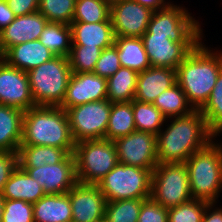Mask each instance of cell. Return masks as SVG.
<instances>
[{"instance_id":"74e56055","label":"cell","mask_w":222,"mask_h":222,"mask_svg":"<svg viewBox=\"0 0 222 222\" xmlns=\"http://www.w3.org/2000/svg\"><path fill=\"white\" fill-rule=\"evenodd\" d=\"M2 222H34L33 204L5 199Z\"/></svg>"},{"instance_id":"e0dca14e","label":"cell","mask_w":222,"mask_h":222,"mask_svg":"<svg viewBox=\"0 0 222 222\" xmlns=\"http://www.w3.org/2000/svg\"><path fill=\"white\" fill-rule=\"evenodd\" d=\"M151 66L177 69L198 43H174L168 36L142 35Z\"/></svg>"},{"instance_id":"2e32d148","label":"cell","mask_w":222,"mask_h":222,"mask_svg":"<svg viewBox=\"0 0 222 222\" xmlns=\"http://www.w3.org/2000/svg\"><path fill=\"white\" fill-rule=\"evenodd\" d=\"M106 85L107 79L94 73H72L59 107L66 111L84 103L107 99Z\"/></svg>"},{"instance_id":"ba28073f","label":"cell","mask_w":222,"mask_h":222,"mask_svg":"<svg viewBox=\"0 0 222 222\" xmlns=\"http://www.w3.org/2000/svg\"><path fill=\"white\" fill-rule=\"evenodd\" d=\"M151 197L166 209L192 200L185 163H159L152 171Z\"/></svg>"},{"instance_id":"d6986e66","label":"cell","mask_w":222,"mask_h":222,"mask_svg":"<svg viewBox=\"0 0 222 222\" xmlns=\"http://www.w3.org/2000/svg\"><path fill=\"white\" fill-rule=\"evenodd\" d=\"M176 83L175 69L151 66L138 73L134 99L153 103L163 91L168 90Z\"/></svg>"},{"instance_id":"d590c367","label":"cell","mask_w":222,"mask_h":222,"mask_svg":"<svg viewBox=\"0 0 222 222\" xmlns=\"http://www.w3.org/2000/svg\"><path fill=\"white\" fill-rule=\"evenodd\" d=\"M101 52L100 47L71 45L68 59L72 73H92Z\"/></svg>"},{"instance_id":"603a6c76","label":"cell","mask_w":222,"mask_h":222,"mask_svg":"<svg viewBox=\"0 0 222 222\" xmlns=\"http://www.w3.org/2000/svg\"><path fill=\"white\" fill-rule=\"evenodd\" d=\"M1 194L4 199L24 200L32 204L45 195L38 181L34 180L19 165L5 183Z\"/></svg>"},{"instance_id":"7dc6e473","label":"cell","mask_w":222,"mask_h":222,"mask_svg":"<svg viewBox=\"0 0 222 222\" xmlns=\"http://www.w3.org/2000/svg\"><path fill=\"white\" fill-rule=\"evenodd\" d=\"M104 2L108 3L109 5H112L114 4L115 2H119V1H122V0H103Z\"/></svg>"},{"instance_id":"836d02e7","label":"cell","mask_w":222,"mask_h":222,"mask_svg":"<svg viewBox=\"0 0 222 222\" xmlns=\"http://www.w3.org/2000/svg\"><path fill=\"white\" fill-rule=\"evenodd\" d=\"M144 199H126L107 202L104 222H138Z\"/></svg>"},{"instance_id":"e575fe53","label":"cell","mask_w":222,"mask_h":222,"mask_svg":"<svg viewBox=\"0 0 222 222\" xmlns=\"http://www.w3.org/2000/svg\"><path fill=\"white\" fill-rule=\"evenodd\" d=\"M76 0H39L38 12L48 22L70 25L73 21Z\"/></svg>"},{"instance_id":"7a4b0ae2","label":"cell","mask_w":222,"mask_h":222,"mask_svg":"<svg viewBox=\"0 0 222 222\" xmlns=\"http://www.w3.org/2000/svg\"><path fill=\"white\" fill-rule=\"evenodd\" d=\"M211 51L199 42L176 69L177 84L194 110L207 102L222 71V52Z\"/></svg>"},{"instance_id":"5bb4252c","label":"cell","mask_w":222,"mask_h":222,"mask_svg":"<svg viewBox=\"0 0 222 222\" xmlns=\"http://www.w3.org/2000/svg\"><path fill=\"white\" fill-rule=\"evenodd\" d=\"M0 104L28 111L36 106L30 90L28 74L8 65L0 58Z\"/></svg>"},{"instance_id":"b9f144b4","label":"cell","mask_w":222,"mask_h":222,"mask_svg":"<svg viewBox=\"0 0 222 222\" xmlns=\"http://www.w3.org/2000/svg\"><path fill=\"white\" fill-rule=\"evenodd\" d=\"M15 16H23L37 12L39 0H6Z\"/></svg>"},{"instance_id":"3957f363","label":"cell","mask_w":222,"mask_h":222,"mask_svg":"<svg viewBox=\"0 0 222 222\" xmlns=\"http://www.w3.org/2000/svg\"><path fill=\"white\" fill-rule=\"evenodd\" d=\"M20 146H51L74 154L67 113L59 106L36 105L24 112Z\"/></svg>"},{"instance_id":"f35d334b","label":"cell","mask_w":222,"mask_h":222,"mask_svg":"<svg viewBox=\"0 0 222 222\" xmlns=\"http://www.w3.org/2000/svg\"><path fill=\"white\" fill-rule=\"evenodd\" d=\"M121 68L115 45L103 49L92 73L108 79Z\"/></svg>"},{"instance_id":"60d3db41","label":"cell","mask_w":222,"mask_h":222,"mask_svg":"<svg viewBox=\"0 0 222 222\" xmlns=\"http://www.w3.org/2000/svg\"><path fill=\"white\" fill-rule=\"evenodd\" d=\"M18 165V152L0 151V193Z\"/></svg>"},{"instance_id":"7402d4cb","label":"cell","mask_w":222,"mask_h":222,"mask_svg":"<svg viewBox=\"0 0 222 222\" xmlns=\"http://www.w3.org/2000/svg\"><path fill=\"white\" fill-rule=\"evenodd\" d=\"M34 222H72L68 193L45 194L33 204Z\"/></svg>"},{"instance_id":"30bf717a","label":"cell","mask_w":222,"mask_h":222,"mask_svg":"<svg viewBox=\"0 0 222 222\" xmlns=\"http://www.w3.org/2000/svg\"><path fill=\"white\" fill-rule=\"evenodd\" d=\"M111 108L108 99L68 108L66 113L74 142L105 139Z\"/></svg>"},{"instance_id":"f546056e","label":"cell","mask_w":222,"mask_h":222,"mask_svg":"<svg viewBox=\"0 0 222 222\" xmlns=\"http://www.w3.org/2000/svg\"><path fill=\"white\" fill-rule=\"evenodd\" d=\"M39 40L56 56L68 57L72 45L71 27L64 23L48 22Z\"/></svg>"},{"instance_id":"484cf974","label":"cell","mask_w":222,"mask_h":222,"mask_svg":"<svg viewBox=\"0 0 222 222\" xmlns=\"http://www.w3.org/2000/svg\"><path fill=\"white\" fill-rule=\"evenodd\" d=\"M138 73L121 67L107 79V99L111 103L131 102L134 99Z\"/></svg>"},{"instance_id":"83f0119b","label":"cell","mask_w":222,"mask_h":222,"mask_svg":"<svg viewBox=\"0 0 222 222\" xmlns=\"http://www.w3.org/2000/svg\"><path fill=\"white\" fill-rule=\"evenodd\" d=\"M68 153L62 149L51 146H19L18 164L20 167L38 168L45 164L60 163Z\"/></svg>"},{"instance_id":"52a82bcc","label":"cell","mask_w":222,"mask_h":222,"mask_svg":"<svg viewBox=\"0 0 222 222\" xmlns=\"http://www.w3.org/2000/svg\"><path fill=\"white\" fill-rule=\"evenodd\" d=\"M153 169L118 163L97 186L107 202L151 197Z\"/></svg>"},{"instance_id":"ac0fdd59","label":"cell","mask_w":222,"mask_h":222,"mask_svg":"<svg viewBox=\"0 0 222 222\" xmlns=\"http://www.w3.org/2000/svg\"><path fill=\"white\" fill-rule=\"evenodd\" d=\"M47 23L48 20L38 11L16 16L14 21L0 32V56L12 46L39 40Z\"/></svg>"},{"instance_id":"cb8c5ba5","label":"cell","mask_w":222,"mask_h":222,"mask_svg":"<svg viewBox=\"0 0 222 222\" xmlns=\"http://www.w3.org/2000/svg\"><path fill=\"white\" fill-rule=\"evenodd\" d=\"M24 111L0 104V151L18 152Z\"/></svg>"},{"instance_id":"4316f807","label":"cell","mask_w":222,"mask_h":222,"mask_svg":"<svg viewBox=\"0 0 222 222\" xmlns=\"http://www.w3.org/2000/svg\"><path fill=\"white\" fill-rule=\"evenodd\" d=\"M135 130L132 101L112 103L105 139L115 141Z\"/></svg>"},{"instance_id":"bcb514c9","label":"cell","mask_w":222,"mask_h":222,"mask_svg":"<svg viewBox=\"0 0 222 222\" xmlns=\"http://www.w3.org/2000/svg\"><path fill=\"white\" fill-rule=\"evenodd\" d=\"M4 200L5 199L2 197V194L0 193V222H2L3 219Z\"/></svg>"},{"instance_id":"4fadbf2b","label":"cell","mask_w":222,"mask_h":222,"mask_svg":"<svg viewBox=\"0 0 222 222\" xmlns=\"http://www.w3.org/2000/svg\"><path fill=\"white\" fill-rule=\"evenodd\" d=\"M21 168L38 181L45 194H65L77 182L74 154H68L60 163L54 165Z\"/></svg>"},{"instance_id":"d6a6232c","label":"cell","mask_w":222,"mask_h":222,"mask_svg":"<svg viewBox=\"0 0 222 222\" xmlns=\"http://www.w3.org/2000/svg\"><path fill=\"white\" fill-rule=\"evenodd\" d=\"M111 21L110 5L103 0H76L72 22L98 23Z\"/></svg>"},{"instance_id":"d4e9b609","label":"cell","mask_w":222,"mask_h":222,"mask_svg":"<svg viewBox=\"0 0 222 222\" xmlns=\"http://www.w3.org/2000/svg\"><path fill=\"white\" fill-rule=\"evenodd\" d=\"M121 67L130 68L137 73L151 67L141 37H115Z\"/></svg>"},{"instance_id":"ab89813d","label":"cell","mask_w":222,"mask_h":222,"mask_svg":"<svg viewBox=\"0 0 222 222\" xmlns=\"http://www.w3.org/2000/svg\"><path fill=\"white\" fill-rule=\"evenodd\" d=\"M138 222H168V209L161 206L152 197L144 199Z\"/></svg>"},{"instance_id":"f6af8a7d","label":"cell","mask_w":222,"mask_h":222,"mask_svg":"<svg viewBox=\"0 0 222 222\" xmlns=\"http://www.w3.org/2000/svg\"><path fill=\"white\" fill-rule=\"evenodd\" d=\"M137 3L150 8L153 11L158 9L165 8L166 6L170 5V2H165V0H133Z\"/></svg>"},{"instance_id":"9c48e42d","label":"cell","mask_w":222,"mask_h":222,"mask_svg":"<svg viewBox=\"0 0 222 222\" xmlns=\"http://www.w3.org/2000/svg\"><path fill=\"white\" fill-rule=\"evenodd\" d=\"M197 20L177 5L170 4L152 12L143 35L168 36L174 43H199L202 30Z\"/></svg>"},{"instance_id":"8fae6325","label":"cell","mask_w":222,"mask_h":222,"mask_svg":"<svg viewBox=\"0 0 222 222\" xmlns=\"http://www.w3.org/2000/svg\"><path fill=\"white\" fill-rule=\"evenodd\" d=\"M113 142L118 163L143 169H154L158 165L155 135L135 130Z\"/></svg>"},{"instance_id":"ffe728a7","label":"cell","mask_w":222,"mask_h":222,"mask_svg":"<svg viewBox=\"0 0 222 222\" xmlns=\"http://www.w3.org/2000/svg\"><path fill=\"white\" fill-rule=\"evenodd\" d=\"M55 56L40 40H34L8 48L0 58L8 65L27 73Z\"/></svg>"},{"instance_id":"4dcf8cb0","label":"cell","mask_w":222,"mask_h":222,"mask_svg":"<svg viewBox=\"0 0 222 222\" xmlns=\"http://www.w3.org/2000/svg\"><path fill=\"white\" fill-rule=\"evenodd\" d=\"M133 117L136 130L157 135L167 118L153 103L132 100Z\"/></svg>"},{"instance_id":"f1b7e54d","label":"cell","mask_w":222,"mask_h":222,"mask_svg":"<svg viewBox=\"0 0 222 222\" xmlns=\"http://www.w3.org/2000/svg\"><path fill=\"white\" fill-rule=\"evenodd\" d=\"M153 105L167 119L188 115L194 111L186 98V94L177 83L168 90L163 91L153 102Z\"/></svg>"},{"instance_id":"5b68a950","label":"cell","mask_w":222,"mask_h":222,"mask_svg":"<svg viewBox=\"0 0 222 222\" xmlns=\"http://www.w3.org/2000/svg\"><path fill=\"white\" fill-rule=\"evenodd\" d=\"M35 105L59 106L72 74L69 59L55 56L27 72Z\"/></svg>"},{"instance_id":"1f68e13d","label":"cell","mask_w":222,"mask_h":222,"mask_svg":"<svg viewBox=\"0 0 222 222\" xmlns=\"http://www.w3.org/2000/svg\"><path fill=\"white\" fill-rule=\"evenodd\" d=\"M200 112L205 117L209 129L216 136L219 135L222 132V71Z\"/></svg>"},{"instance_id":"6da1fadb","label":"cell","mask_w":222,"mask_h":222,"mask_svg":"<svg viewBox=\"0 0 222 222\" xmlns=\"http://www.w3.org/2000/svg\"><path fill=\"white\" fill-rule=\"evenodd\" d=\"M171 122L164 132L156 135L158 164L185 163L194 152L216 137L200 110L174 117Z\"/></svg>"},{"instance_id":"7bdbcfd3","label":"cell","mask_w":222,"mask_h":222,"mask_svg":"<svg viewBox=\"0 0 222 222\" xmlns=\"http://www.w3.org/2000/svg\"><path fill=\"white\" fill-rule=\"evenodd\" d=\"M15 17L6 0H0V32L9 26Z\"/></svg>"},{"instance_id":"9a60e30c","label":"cell","mask_w":222,"mask_h":222,"mask_svg":"<svg viewBox=\"0 0 222 222\" xmlns=\"http://www.w3.org/2000/svg\"><path fill=\"white\" fill-rule=\"evenodd\" d=\"M72 207V222H103L106 198L97 184L76 182L67 192Z\"/></svg>"},{"instance_id":"8992f818","label":"cell","mask_w":222,"mask_h":222,"mask_svg":"<svg viewBox=\"0 0 222 222\" xmlns=\"http://www.w3.org/2000/svg\"><path fill=\"white\" fill-rule=\"evenodd\" d=\"M74 157L77 181L88 184H98L118 164L116 146L107 139L75 143Z\"/></svg>"},{"instance_id":"277c9868","label":"cell","mask_w":222,"mask_h":222,"mask_svg":"<svg viewBox=\"0 0 222 222\" xmlns=\"http://www.w3.org/2000/svg\"><path fill=\"white\" fill-rule=\"evenodd\" d=\"M185 164L192 198L215 203L222 189V145L211 141Z\"/></svg>"},{"instance_id":"ee69618b","label":"cell","mask_w":222,"mask_h":222,"mask_svg":"<svg viewBox=\"0 0 222 222\" xmlns=\"http://www.w3.org/2000/svg\"><path fill=\"white\" fill-rule=\"evenodd\" d=\"M214 203H209L206 207V210L203 215L202 222H222V209L216 208V210H210L212 209ZM210 211V212H209ZM209 212V213H208ZM212 212V213H211Z\"/></svg>"},{"instance_id":"44dd1931","label":"cell","mask_w":222,"mask_h":222,"mask_svg":"<svg viewBox=\"0 0 222 222\" xmlns=\"http://www.w3.org/2000/svg\"><path fill=\"white\" fill-rule=\"evenodd\" d=\"M72 45L100 47L102 50L114 45L115 35L111 21L98 23L71 22Z\"/></svg>"},{"instance_id":"8d00e7d4","label":"cell","mask_w":222,"mask_h":222,"mask_svg":"<svg viewBox=\"0 0 222 222\" xmlns=\"http://www.w3.org/2000/svg\"><path fill=\"white\" fill-rule=\"evenodd\" d=\"M210 202L192 199L177 207L168 209V222H202L207 205Z\"/></svg>"},{"instance_id":"7c38bea8","label":"cell","mask_w":222,"mask_h":222,"mask_svg":"<svg viewBox=\"0 0 222 222\" xmlns=\"http://www.w3.org/2000/svg\"><path fill=\"white\" fill-rule=\"evenodd\" d=\"M152 12L133 0H122L110 5L115 37H141L147 31Z\"/></svg>"}]
</instances>
